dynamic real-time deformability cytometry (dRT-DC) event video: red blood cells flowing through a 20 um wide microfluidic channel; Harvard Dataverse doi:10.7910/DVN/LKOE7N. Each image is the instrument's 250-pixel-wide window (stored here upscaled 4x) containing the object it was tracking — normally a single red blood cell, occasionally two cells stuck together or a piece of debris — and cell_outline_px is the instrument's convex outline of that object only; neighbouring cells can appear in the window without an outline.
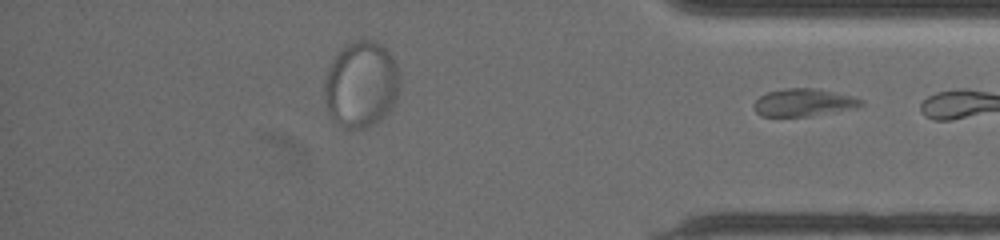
{"species": "common noctule bat (a hibernating species)", "species_latin": "Nyctalus noctula", "temperature_condition": "warm", "stored_images_in_passage": 45, "segment_of_instrument_passage": [2, 2], "camera_frame_rate_fps": 3000, "um_per_image_px": 0.085, "animal": {"sex": "female", "body_mass_g": 19.5, "forearm_length_mm": 54.1}, "frame": {"image": 1, "passage_image": 45, "time_ms": 14.333, "image_size_px": [1000, 240], "cell_outline_px": [[864, 104], [856, 108], [808, 116], [760, 116], [752, 108], [752, 104], [760, 96], [768, 92], [784, 88], [816, 88], [852, 96], [864, 100]], "centroid_in_image_um": [68.29, 8.71], "position_along_channel_um": 366.9, "area_um2": 17.28}}